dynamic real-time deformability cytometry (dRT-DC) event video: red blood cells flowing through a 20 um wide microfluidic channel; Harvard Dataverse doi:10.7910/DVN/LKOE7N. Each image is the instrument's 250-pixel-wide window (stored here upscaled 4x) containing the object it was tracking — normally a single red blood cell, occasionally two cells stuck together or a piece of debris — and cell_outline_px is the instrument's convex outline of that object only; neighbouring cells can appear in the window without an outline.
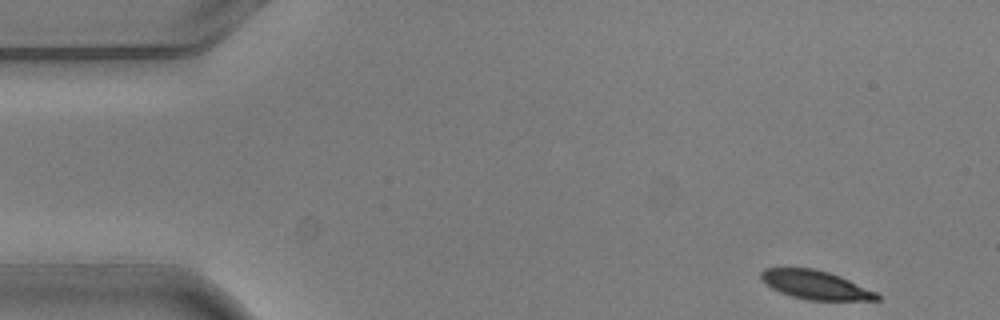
{"species": "common noctule bat (a hibernating species)", "species_latin": "Nyctalus noctula", "temperature_condition": "warm", "stored_images_in_passage": 3, "camera_frame_rate_fps": 3000, "um_per_image_px": 0.085, "animal": {"sex": "male", "body_mass_g": 20.5, "forearm_length_mm": 52.5}, "frame": {"image": 1, "passage_image": 1, "time_ms": 0.0, "image_size_px": [1000, 320], "cell_outline_px": [[880, 300], [808, 300], [792, 296], [780, 292], [772, 288], [760, 276], [760, 272], [764, 268], [816, 268], [840, 276], [876, 292], [880, 296]], "centroid_in_image_um": [69.32, 24.21], "position_along_channel_um": 15.7, "area_um2": 19.19}}